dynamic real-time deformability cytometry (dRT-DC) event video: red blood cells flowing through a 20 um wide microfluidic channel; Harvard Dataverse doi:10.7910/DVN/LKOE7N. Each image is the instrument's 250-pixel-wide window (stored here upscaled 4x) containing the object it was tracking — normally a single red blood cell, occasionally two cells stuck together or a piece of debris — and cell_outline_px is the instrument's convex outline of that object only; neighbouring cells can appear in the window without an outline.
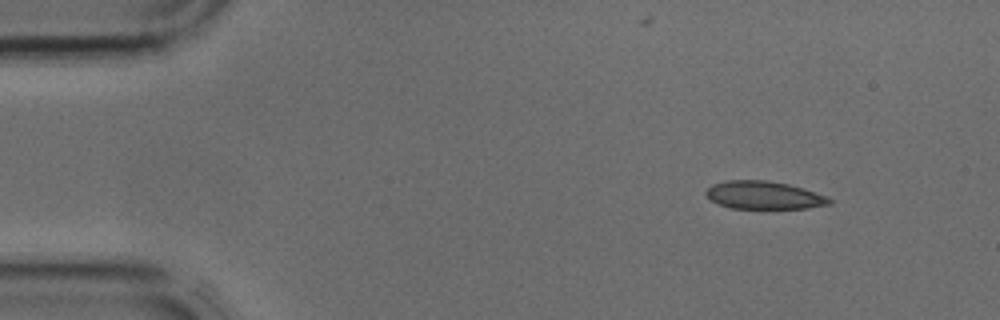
{"species": "common noctule bat (a hibernating species)", "species_latin": "Nyctalus noctula", "temperature_condition": "cold", "stored_images_in_passage": 10, "camera_frame_rate_fps": 3000, "um_per_image_px": 0.085, "animal": {"sex": "male", "body_mass_g": 17.9, "forearm_length_mm": 54.2}, "frame": {"image": 1, "passage_image": 4, "time_ms": 1.0, "image_size_px": [1000, 320], "cell_outline_px": [[832, 204], [808, 208], [732, 208], [720, 204], [712, 200], [704, 192], [712, 184], [728, 180], [768, 180], [788, 184], [804, 188], [824, 196], [832, 200]], "centroid_in_image_um": [64.94, 16.58], "position_along_channel_um": 20.1, "area_um2": 19.88}}